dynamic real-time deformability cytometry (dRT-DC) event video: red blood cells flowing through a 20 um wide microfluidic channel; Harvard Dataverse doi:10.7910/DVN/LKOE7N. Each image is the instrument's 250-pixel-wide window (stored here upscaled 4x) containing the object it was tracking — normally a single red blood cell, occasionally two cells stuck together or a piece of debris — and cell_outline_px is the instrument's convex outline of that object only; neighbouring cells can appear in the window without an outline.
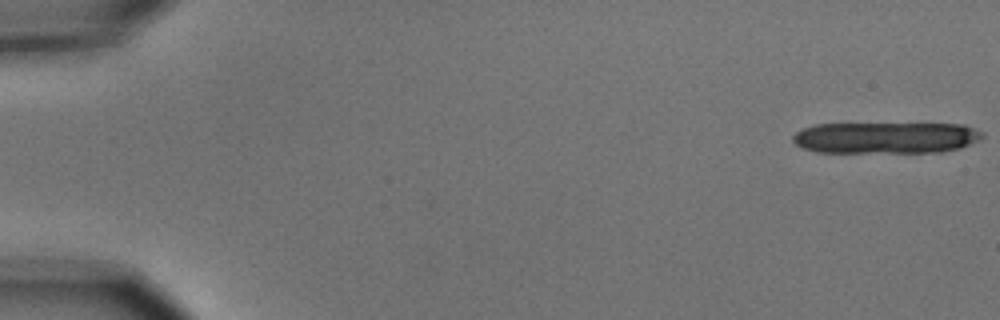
{"species": "common noctule bat (a hibernating species)", "species_latin": "Nyctalus noctula", "temperature_condition": "cold", "stored_images_in_passage": 14, "camera_frame_rate_fps": 3000, "um_per_image_px": 0.085, "animal": {"sex": "male", "body_mass_g": 15.6}, "frame": {"image": 1, "passage_image": 1, "time_ms": 0.0, "image_size_px": [1000, 320], "cell_outline_px": [[984, 136], [960, 148], [944, 152], [816, 152], [804, 148], [796, 144], [792, 140], [792, 136], [796, 132], [804, 128], [816, 124], [964, 124], [984, 132]], "centroid_in_image_um": [75.3, 11.7], "position_along_channel_um": 9.7, "area_um2": 34.68}}